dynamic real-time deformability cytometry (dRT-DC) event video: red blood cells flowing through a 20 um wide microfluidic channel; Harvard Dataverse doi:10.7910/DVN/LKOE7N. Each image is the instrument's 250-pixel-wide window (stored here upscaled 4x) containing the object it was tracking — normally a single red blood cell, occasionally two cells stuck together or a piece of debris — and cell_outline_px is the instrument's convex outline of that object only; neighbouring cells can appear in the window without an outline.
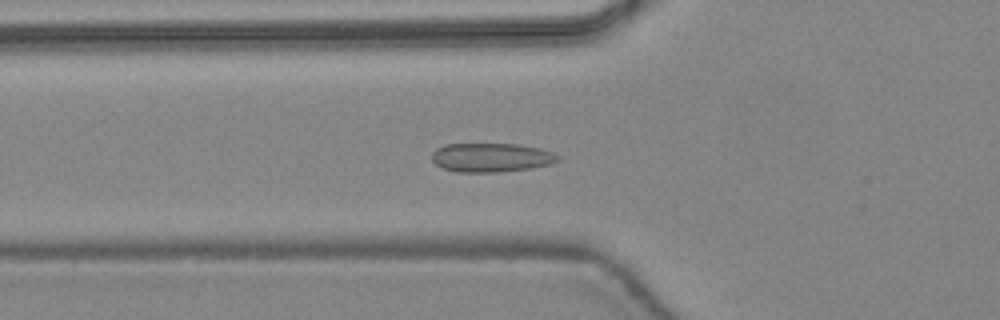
{"species": "common noctule bat (a hibernating species)", "species_latin": "Nyctalus noctula", "temperature_condition": "warm", "stored_images_in_passage": 40, "camera_frame_rate_fps": 3000, "um_per_image_px": 0.085, "animal": {"sex": "female", "body_mass_g": 24.6, "forearm_length_mm": 56.2}, "frame": {"image": 1, "passage_image": 11, "time_ms": 3.333, "image_size_px": [1000, 320], "cell_outline_px": [[560, 160], [552, 164], [532, 168], [496, 172], [456, 172], [444, 168], [436, 164], [432, 160], [432, 152], [436, 148], [444, 144], [520, 144], [540, 148], [552, 152], [560, 156]], "centroid_in_image_um": [41.78, 13.38], "position_along_channel_um": 84.0, "area_um2": 21.44}}
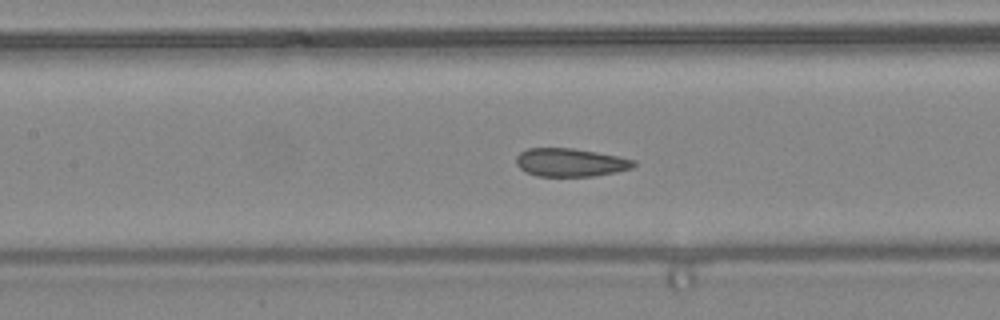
{"frame": {"image": 2, "passage_image": 16, "time_ms": 5.0, "image_size_px": [1000, 320], "cell_outline_px": [[636, 164], [632, 168], [616, 172], [596, 176], [536, 176], [524, 172], [516, 164], [516, 156], [520, 152], [528, 148], [572, 148], [620, 156], [636, 160]], "centroid_in_image_um": [48.49, 13.81], "position_along_channel_um": 158.9, "area_um2": 19.54}}
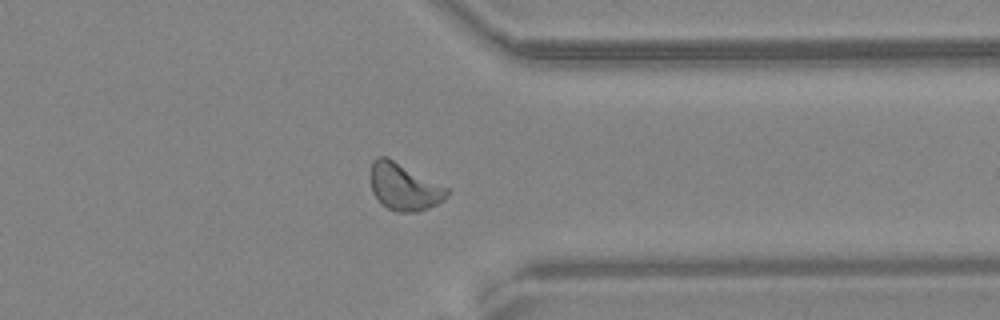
{"frame": {"image": 3, "passage_image": 31, "time_ms": 10.0, "image_size_px": [1000, 320], "cell_outline_px": [[448, 196], [444, 200], [420, 212], [396, 212], [380, 204], [372, 192], [368, 176], [372, 160], [376, 156], [388, 156], [448, 188]], "centroid_in_image_um": [34.28, 15.86], "position_along_channel_um": 377.1, "area_um2": 21.5}, "authors_computed_cell_mechanics": {"area_um2": 20.2878, "velocity_mm_per_s": 4.4352, "shape_relaxation_time_tau1_ms": 8.1466, "shape_relaxation_time_tau2_ms": 0.8461, "deformation_change_tau1": 0.1361, "deformation_change_tau2": 0.049}}